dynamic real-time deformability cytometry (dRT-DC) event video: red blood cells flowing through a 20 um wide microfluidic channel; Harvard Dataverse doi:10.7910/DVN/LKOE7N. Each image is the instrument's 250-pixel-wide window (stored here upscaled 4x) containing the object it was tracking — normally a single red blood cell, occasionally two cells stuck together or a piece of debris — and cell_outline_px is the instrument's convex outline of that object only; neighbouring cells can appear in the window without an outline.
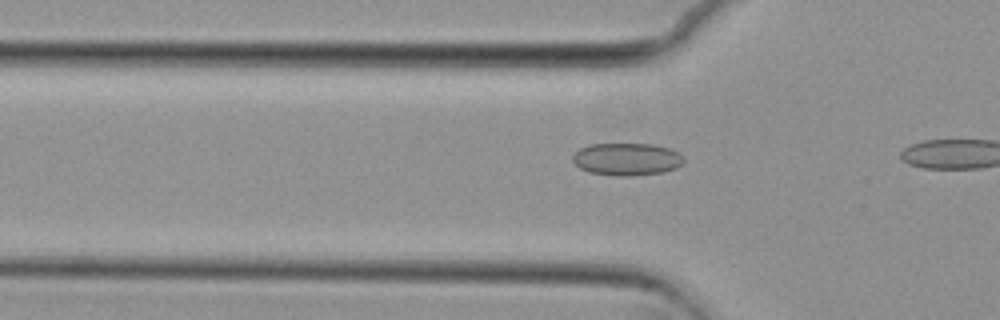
{"species": "common noctule bat (a hibernating species)", "species_latin": "Nyctalus noctula", "temperature_condition": "cold", "stored_images_in_passage": 7, "camera_frame_rate_fps": 3000, "um_per_image_px": 0.085, "animal": {"sex": "female", "body_mass_g": 29.2, "forearm_length_mm": 56.3}, "frame": {"image": 1, "passage_image": 6, "time_ms": 1.667, "image_size_px": [1000, 320], "cell_outline_px": [[684, 160], [676, 168], [664, 172], [628, 176], [616, 176], [588, 172], [580, 168], [572, 160], [572, 156], [580, 148], [588, 144], [652, 144], [668, 148], [684, 156]], "centroid_in_image_um": [53.25, 13.53], "position_along_channel_um": 72.5, "area_um2": 20.98}}